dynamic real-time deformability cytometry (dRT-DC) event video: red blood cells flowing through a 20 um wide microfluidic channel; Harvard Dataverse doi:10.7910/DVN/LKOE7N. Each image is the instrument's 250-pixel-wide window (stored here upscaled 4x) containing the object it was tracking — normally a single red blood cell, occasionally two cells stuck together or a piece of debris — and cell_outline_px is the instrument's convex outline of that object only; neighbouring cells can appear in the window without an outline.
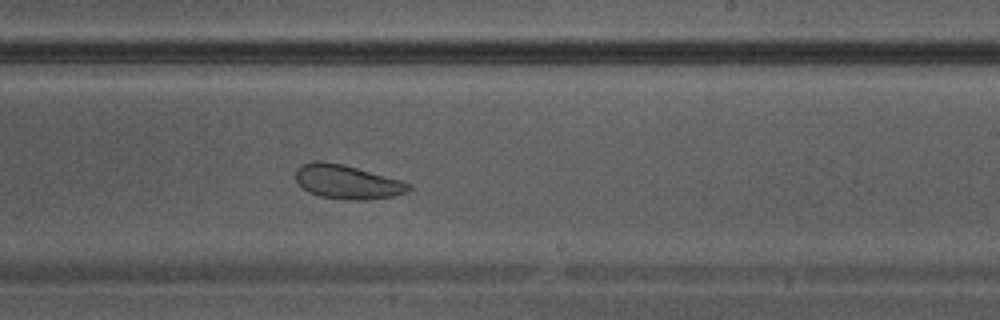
{"species": "Egyptian fruit bat (a non-hibernating species)", "species_latin": "Rousettus aegyptiacus", "temperature_condition": "warm", "stored_images_in_passage": 35, "camera_frame_rate_fps": 3000, "um_per_image_px": 0.085, "animal": {"sex": "male"}, "frame": {"image": 1, "passage_image": 20, "time_ms": 6.333, "image_size_px": [1000, 320], "cell_outline_px": [[412, 188], [408, 192], [392, 196], [368, 200], [348, 200], [320, 196], [308, 192], [296, 180], [296, 168], [300, 164], [312, 160], [320, 160], [344, 164], [400, 180], [412, 184]], "centroid_in_image_um": [29.5, 15.45], "position_along_channel_um": 259.5, "area_um2": 22.6}}